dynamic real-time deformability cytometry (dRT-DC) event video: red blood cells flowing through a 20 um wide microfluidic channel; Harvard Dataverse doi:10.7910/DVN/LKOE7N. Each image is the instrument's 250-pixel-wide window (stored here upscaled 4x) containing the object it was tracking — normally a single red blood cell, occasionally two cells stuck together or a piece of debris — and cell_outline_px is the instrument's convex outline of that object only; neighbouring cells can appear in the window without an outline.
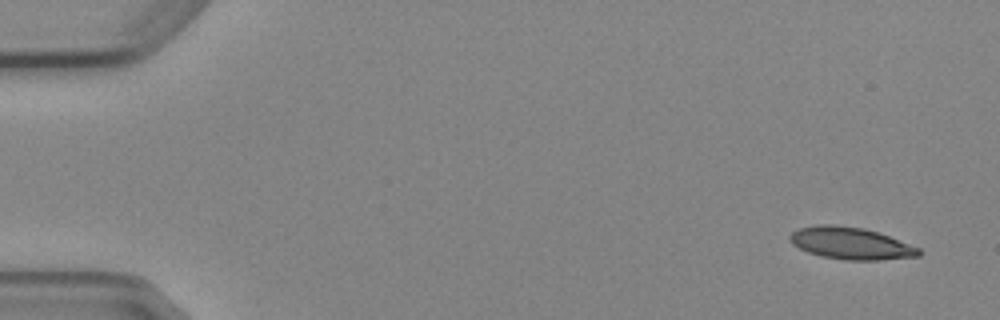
{"species": "Egyptian fruit bat (a non-hibernating species)", "species_latin": "Rousettus aegyptiacus", "temperature_condition": "cold", "stored_images_in_passage": 8, "camera_frame_rate_fps": 3000, "um_per_image_px": 0.085, "animal": {"sex": "female"}, "frame": {"image": 1, "passage_image": 1, "time_ms": 0.0, "image_size_px": [1000, 320], "cell_outline_px": [[920, 256], [880, 260], [844, 260], [820, 256], [808, 252], [792, 244], [788, 240], [788, 236], [792, 232], [800, 228], [816, 224], [832, 224], [864, 228], [888, 236], [920, 248]], "centroid_in_image_um": [72.28, 20.68], "position_along_channel_um": 12.7, "area_um2": 24.1}}
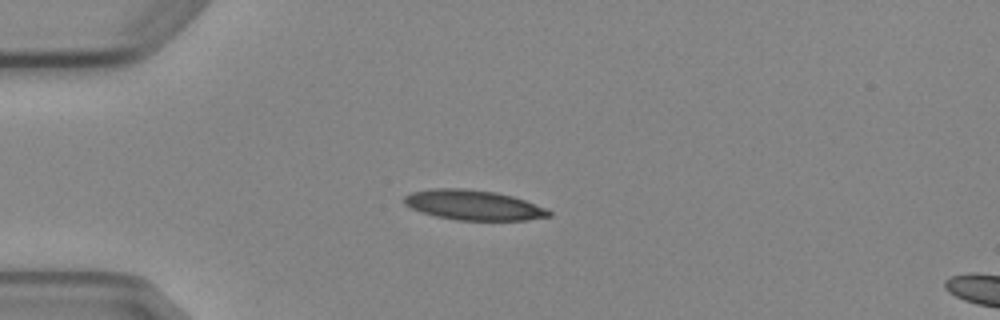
{"frame": {"image": 2, "passage_image": 4, "time_ms": 3.667, "image_size_px": [1000, 320], "cell_outline_px": [[552, 216], [528, 220], [456, 220], [436, 216], [420, 212], [404, 204], [404, 196], [412, 192], [428, 188], [464, 188], [496, 192], [512, 196], [548, 208], [552, 212]], "centroid_in_image_um": [40.25, 17.43], "position_along_channel_um": 44.7, "area_um2": 25.49}}
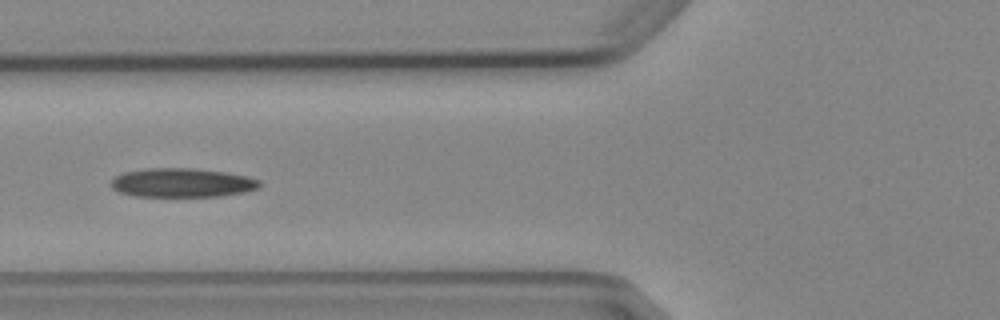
{"frame": {"image": 3, "passage_image": 6, "time_ms": 6.0, "image_size_px": [1000, 320], "cell_outline_px": [[260, 188], [244, 192], [220, 196], [136, 196], [120, 192], [112, 188], [112, 180], [116, 176], [124, 172], [148, 168], [192, 168], [224, 172], [248, 176], [260, 180]], "centroid_in_image_um": [15.51, 15.53], "position_along_channel_um": 110.3, "area_um2": 24.97}}